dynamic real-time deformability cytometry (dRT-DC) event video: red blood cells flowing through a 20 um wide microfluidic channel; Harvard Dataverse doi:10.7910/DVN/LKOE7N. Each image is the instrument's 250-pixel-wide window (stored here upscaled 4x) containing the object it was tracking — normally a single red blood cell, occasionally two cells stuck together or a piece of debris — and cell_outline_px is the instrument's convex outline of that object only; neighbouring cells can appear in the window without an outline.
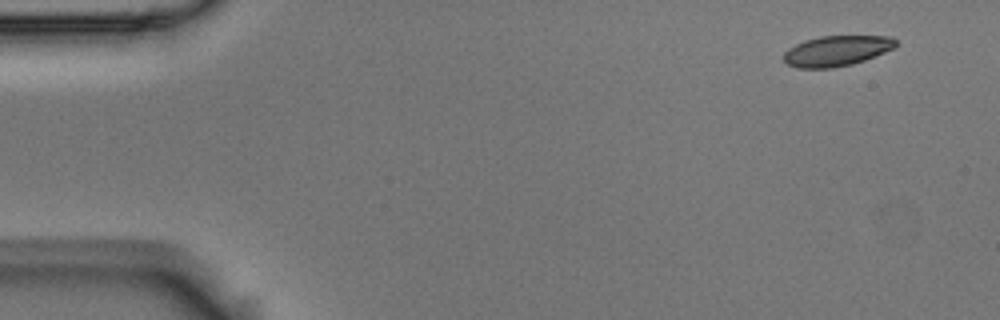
{"species": "Egyptian fruit bat (a non-hibernating species)", "species_latin": "Rousettus aegyptiacus", "temperature_condition": "room temperature", "stored_images_in_passage": 4, "camera_frame_rate_fps": 3000, "um_per_image_px": 0.085, "animal": {"sex": "male"}, "frame": {"image": 1, "passage_image": 1, "time_ms": 0.0, "image_size_px": [1000, 320], "cell_outline_px": [[896, 48], [864, 60], [852, 64], [832, 68], [796, 68], [788, 64], [784, 60], [784, 52], [788, 48], [804, 40], [820, 36], [888, 36], [896, 40]], "centroid_in_image_um": [71.11, 4.32], "position_along_channel_um": 13.9, "area_um2": 19.88}}
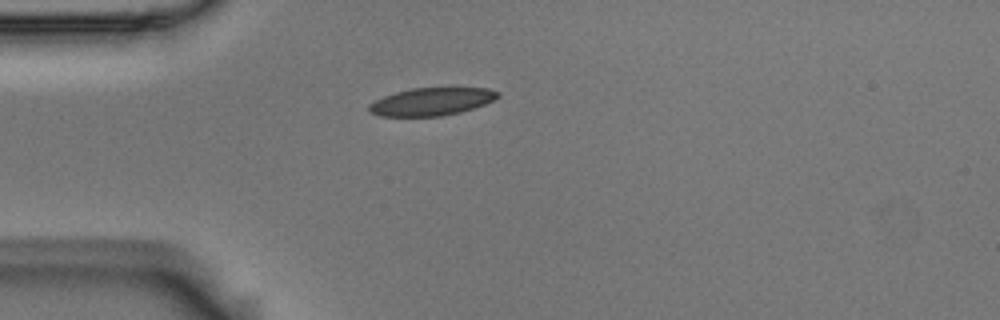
{"frame": {"image": 2, "passage_image": 4, "time_ms": 1.0, "image_size_px": [1000, 320], "cell_outline_px": [[500, 96], [484, 104], [460, 112], [440, 116], [380, 116], [368, 112], [368, 104], [384, 96], [396, 92], [412, 88], [488, 88], [500, 92]], "centroid_in_image_um": [36.66, 8.64], "position_along_channel_um": 48.3, "area_um2": 20.69}}